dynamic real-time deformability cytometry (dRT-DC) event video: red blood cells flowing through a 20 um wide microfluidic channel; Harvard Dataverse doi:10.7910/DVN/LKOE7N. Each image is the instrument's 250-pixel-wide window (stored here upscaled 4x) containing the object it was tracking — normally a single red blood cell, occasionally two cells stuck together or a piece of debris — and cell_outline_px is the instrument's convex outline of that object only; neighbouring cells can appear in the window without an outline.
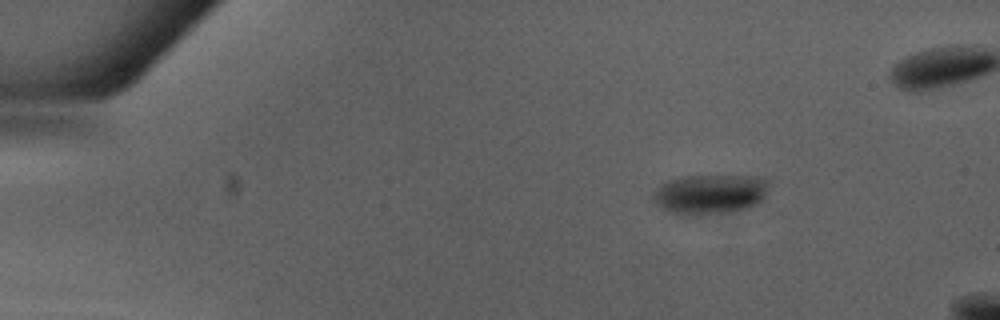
{"species": "Egyptian fruit bat (a non-hibernating species)", "species_latin": "Rousettus aegyptiacus", "temperature_condition": "warm", "stored_images_in_passage": 40, "camera_frame_rate_fps": 3000, "um_per_image_px": 0.085, "animal": {"sex": "male"}, "frame": {"image": 1, "passage_image": 1, "time_ms": 0.0, "image_size_px": [1000, 320], "cell_outline_px": [[768, 188], [764, 200], [748, 208], [736, 212], [700, 216], [684, 216], [668, 212], [656, 204], [652, 200], [652, 192], [660, 184], [668, 180], [684, 176], [756, 176], [768, 180]], "centroid_in_image_um": [60.33, 16.54], "position_along_channel_um": 24.7, "area_um2": 27.69}}
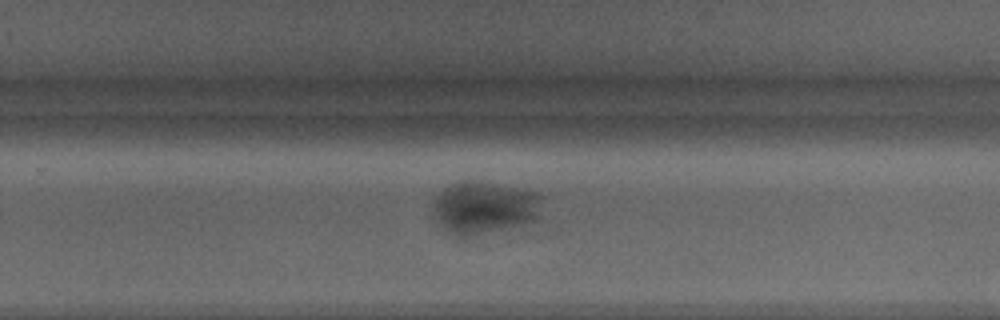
{"frame": {"image": 2, "passage_image": 26, "time_ms": 8.333, "image_size_px": [1000, 320], "cell_outline_px": [[544, 196], [536, 220], [468, 232], [456, 232], [448, 228], [436, 216], [432, 204], [444, 188], [456, 184], [488, 184], [536, 192]], "centroid_in_image_um": [41.24, 17.57], "position_along_channel_um": 288.6, "area_um2": 29.71}}
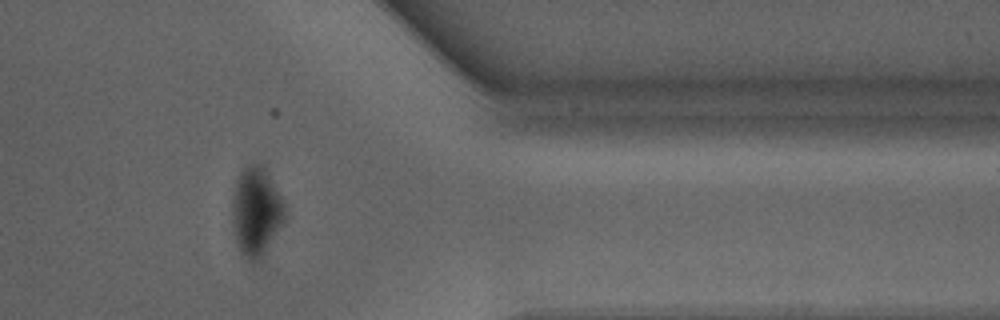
{"frame": {"image": 3, "passage_image": 34, "time_ms": 11.0, "image_size_px": [1000, 320], "cell_outline_px": [[288, 216], [260, 260], [248, 260], [240, 252], [236, 240], [232, 224], [232, 192], [236, 180], [240, 172], [248, 164], [260, 164], [264, 168], [284, 200]], "centroid_in_image_um": [21.78, 17.97], "position_along_channel_um": 389.6, "area_um2": 27.51}}